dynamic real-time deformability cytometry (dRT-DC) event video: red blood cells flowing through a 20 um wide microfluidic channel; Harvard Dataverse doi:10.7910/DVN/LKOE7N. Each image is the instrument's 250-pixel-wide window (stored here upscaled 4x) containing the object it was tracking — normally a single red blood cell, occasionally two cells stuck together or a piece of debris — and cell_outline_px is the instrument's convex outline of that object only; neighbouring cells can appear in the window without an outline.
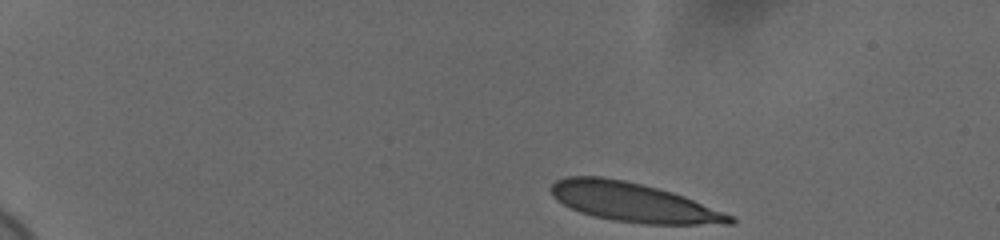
{"species": "human", "species_latin": "Homo sapiens", "temperature_condition": "cold", "stored_images_in_passage": 48, "camera_frame_rate_fps": 3000, "um_per_image_px": 0.085, "donor": {"sex": "female"}, "frame": {"image": 1, "passage_image": 1, "time_ms": 0.0, "image_size_px": [1000, 240], "cell_outline_px": [[736, 220], [732, 224], [644, 224], [612, 220], [592, 216], [580, 212], [556, 200], [552, 196], [548, 188], [556, 180], [568, 176], [600, 176], [624, 180], [672, 192], [684, 196], [732, 216]], "centroid_in_image_um": [53.77, 17.19], "position_along_channel_um": 31.2, "area_um2": 40.52}}
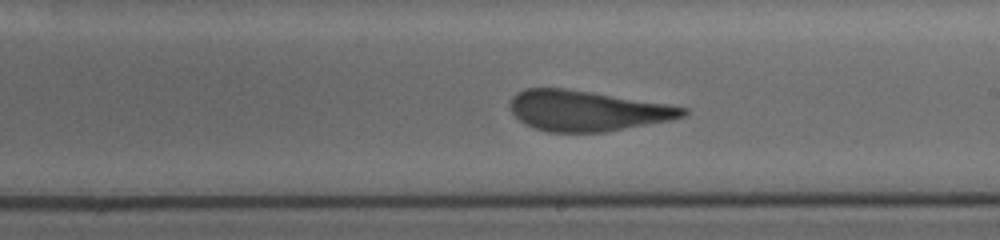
{"frame": {"image": 2, "passage_image": 27, "time_ms": 8.667, "image_size_px": [1000, 240], "cell_outline_px": [[688, 112], [684, 116], [668, 120], [604, 132], [548, 132], [532, 128], [524, 124], [512, 112], [508, 104], [512, 96], [516, 92], [524, 88], [564, 88], [592, 92], [668, 104], [688, 108]], "centroid_in_image_um": [49.84, 9.41], "position_along_channel_um": 239.2, "area_um2": 40.69}}
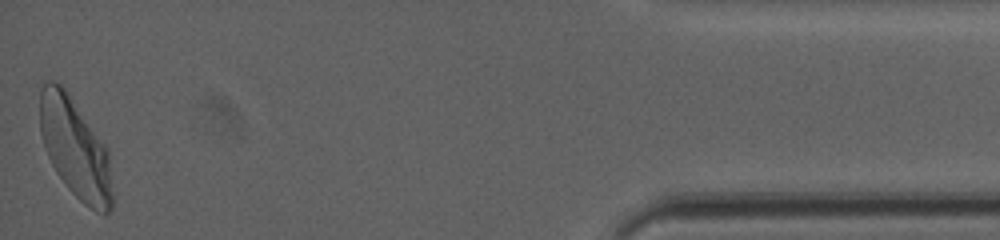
{"frame": {"image": 3, "passage_image": 48, "time_ms": 15.667, "image_size_px": [1000, 240], "cell_outline_px": [[112, 208], [104, 216], [96, 212], [84, 204], [68, 188], [56, 172], [44, 148], [40, 132], [40, 88], [44, 80], [52, 80], [60, 84], [64, 88], [108, 148], [112, 192]], "centroid_in_image_um": [6.38, 12.61], "position_along_channel_um": 428.8, "area_um2": 42.14}, "authors_computed_cell_mechanics": {"area_um2": 41.8183, "velocity_mm_per_s": 3.6415, "shape_relaxation_time_tau1_ms": 5.4597, "shape_relaxation_time_tau2_ms": 0.9544, "deformation_change_tau1": 0.1907, "deformation_change_tau2": 0.0756}}